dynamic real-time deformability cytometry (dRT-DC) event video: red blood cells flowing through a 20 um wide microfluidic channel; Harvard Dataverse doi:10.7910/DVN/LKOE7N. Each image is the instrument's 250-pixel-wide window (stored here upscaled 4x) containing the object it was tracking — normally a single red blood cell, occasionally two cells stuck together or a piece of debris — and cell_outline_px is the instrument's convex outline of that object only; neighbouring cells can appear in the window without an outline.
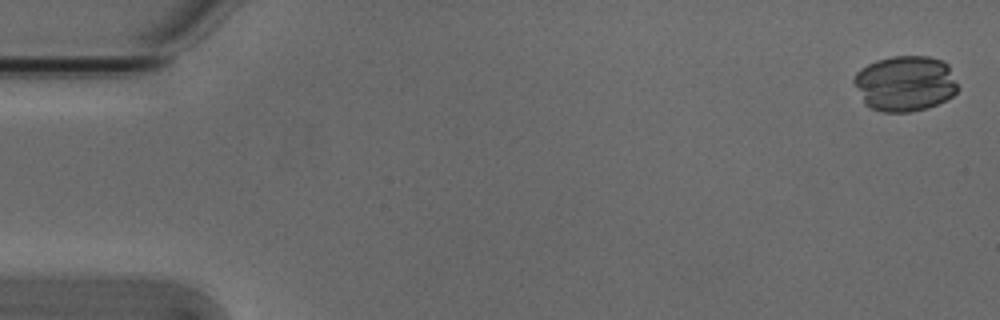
{"species": "Egyptian fruit bat (a non-hibernating species)", "species_latin": "Rousettus aegyptiacus", "temperature_condition": "cold", "stored_images_in_passage": 5, "camera_frame_rate_fps": 3000, "um_per_image_px": 0.085, "animal": {"sex": "male"}, "frame": {"image": 1, "passage_image": 1, "time_ms": 0.0, "image_size_px": [1000, 320], "cell_outline_px": [[960, 88], [952, 96], [928, 108], [908, 112], [884, 112], [872, 108], [864, 104], [852, 80], [856, 72], [860, 68], [876, 60], [892, 56], [928, 56], [944, 60], [948, 64]], "centroid_in_image_um": [76.94, 7.08], "position_along_channel_um": 8.1, "area_um2": 33.99}}